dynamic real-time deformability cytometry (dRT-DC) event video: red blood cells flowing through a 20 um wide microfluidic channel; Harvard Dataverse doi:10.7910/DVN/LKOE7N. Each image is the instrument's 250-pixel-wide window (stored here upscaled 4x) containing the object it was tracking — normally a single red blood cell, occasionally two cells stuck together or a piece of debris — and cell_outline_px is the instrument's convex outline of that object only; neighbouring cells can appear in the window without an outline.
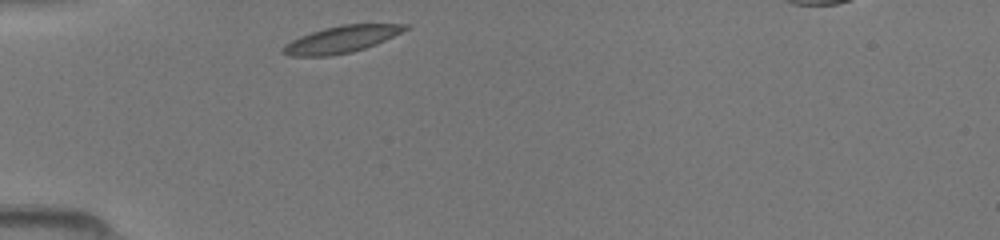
{"species": "common noctule bat (a hibernating species)", "species_latin": "Nyctalus noctula", "temperature_condition": "room temperature", "stored_images_in_passage": 29, "camera_frame_rate_fps": 3000, "um_per_image_px": 0.085, "animal": {"sex": "female", "body_mass_g": 19.5, "forearm_length_mm": 54.1}, "frame": {"image": 1, "passage_image": 1, "time_ms": 0.0, "image_size_px": [1000, 240], "cell_outline_px": [[412, 28], [376, 44], [352, 52], [328, 56], [292, 56], [280, 52], [280, 48], [284, 44], [300, 36], [324, 28], [340, 24], [412, 24]], "centroid_in_image_um": [29.05, 3.33], "position_along_channel_um": 56.0, "area_um2": 19.31}}
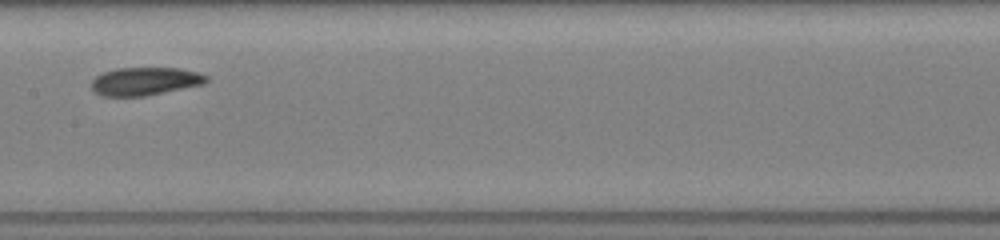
{"frame": {"image": 2, "passage_image": 12, "time_ms": 3.667, "image_size_px": [1000, 240], "cell_outline_px": [[208, 80], [204, 84], [144, 96], [104, 96], [96, 92], [92, 88], [92, 80], [96, 76], [104, 72], [116, 68], [180, 68], [196, 72], [208, 76]], "centroid_in_image_um": [12.33, 6.9], "position_along_channel_um": 195.1, "area_um2": 18.61}}
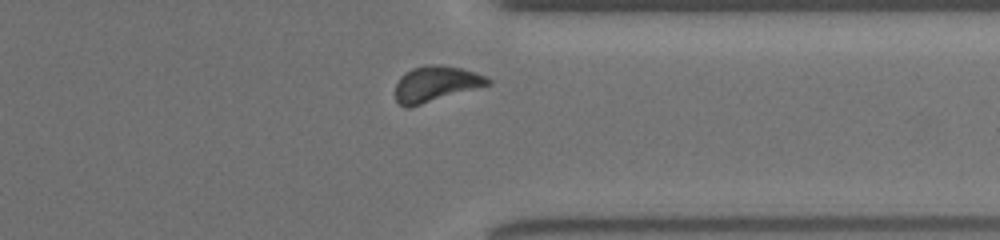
{"frame": {"image": 3, "passage_image": 25, "time_ms": 8.0, "image_size_px": [1000, 240], "cell_outline_px": [[492, 84], [408, 108], [400, 104], [396, 100], [396, 84], [400, 76], [412, 68], [436, 64], [440, 64], [460, 68], [476, 72], [488, 76], [492, 80]], "centroid_in_image_um": [37.08, 7.12], "position_along_channel_um": 374.3, "area_um2": 19.19}}